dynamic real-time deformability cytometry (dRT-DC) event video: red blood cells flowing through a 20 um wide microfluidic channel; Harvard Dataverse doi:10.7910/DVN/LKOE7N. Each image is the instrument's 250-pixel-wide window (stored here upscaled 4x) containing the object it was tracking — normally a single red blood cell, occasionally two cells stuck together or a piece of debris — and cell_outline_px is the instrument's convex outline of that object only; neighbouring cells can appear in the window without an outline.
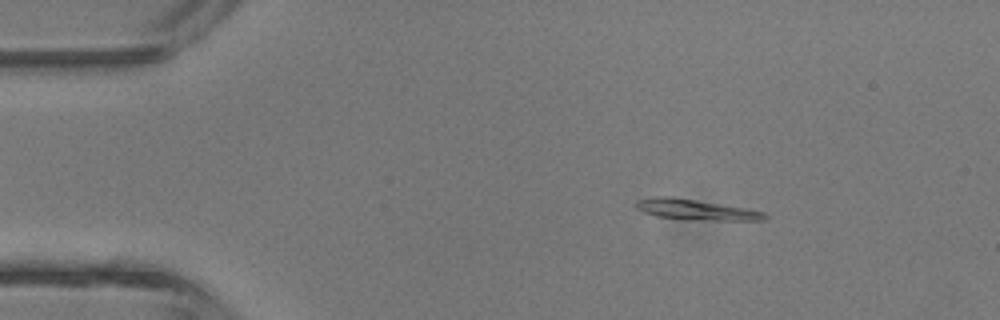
{"species": "common noctule bat (a hibernating species)", "species_latin": "Nyctalus noctula", "temperature_condition": "room temperature", "stored_images_in_passage": 4, "camera_frame_rate_fps": 3000, "um_per_image_px": 0.085, "animal": {"sex": "male", "body_mass_g": 13.3}, "frame": {"image": 1, "passage_image": 1, "time_ms": 0.0, "image_size_px": [1000, 320], "cell_outline_px": [[768, 216], [764, 220], [712, 220], [656, 216], [644, 212], [636, 208], [636, 200], [652, 196], [672, 196], [748, 208], [764, 212]], "centroid_in_image_um": [59.15, 17.79], "position_along_channel_um": 25.9, "area_um2": 15.26}}
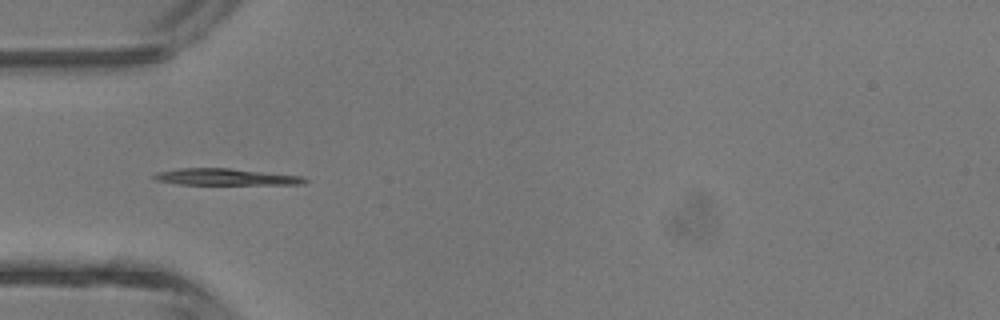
{"frame": {"image": 2, "passage_image": 3, "time_ms": 2.333, "image_size_px": [1000, 320], "cell_outline_px": [[308, 180], [304, 184], [176, 184], [156, 180], [152, 176], [156, 172], [180, 168], [232, 168], [304, 176]], "centroid_in_image_um": [19.19, 15.03], "position_along_channel_um": 65.8, "area_um2": 14.62}}
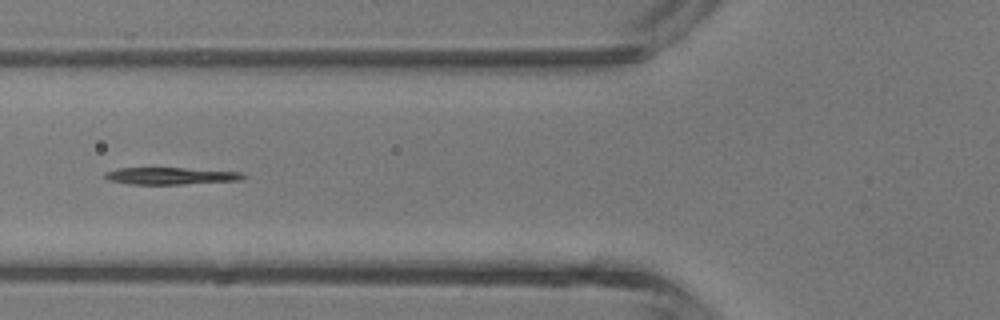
{"frame": {"image": 3, "passage_image": 4, "time_ms": 3.333, "image_size_px": [1000, 320], "cell_outline_px": [[248, 176], [240, 180], [184, 184], [128, 184], [108, 180], [104, 176], [104, 172], [116, 168], [184, 168], [240, 172]], "centroid_in_image_um": [14.47, 14.95], "position_along_channel_um": 111.3, "area_um2": 13.7}}